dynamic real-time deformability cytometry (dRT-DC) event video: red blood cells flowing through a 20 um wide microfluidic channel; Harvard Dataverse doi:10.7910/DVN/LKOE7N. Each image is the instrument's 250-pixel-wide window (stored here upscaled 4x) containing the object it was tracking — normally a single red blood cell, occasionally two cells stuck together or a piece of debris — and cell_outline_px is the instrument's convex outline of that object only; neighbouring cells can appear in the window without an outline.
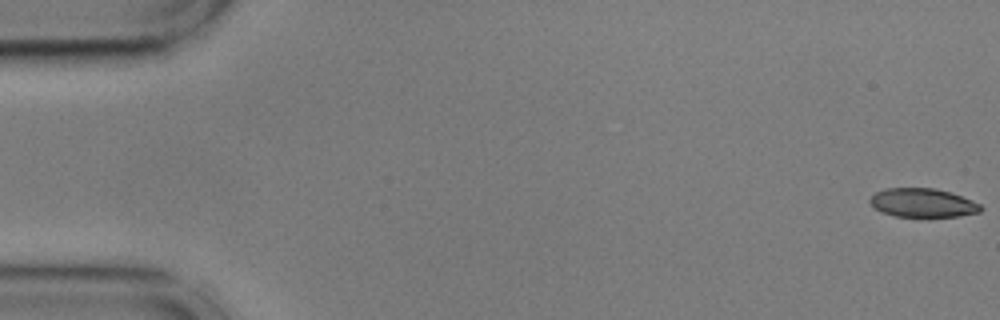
{"species": "common noctule bat (a hibernating species)", "species_latin": "Nyctalus noctula", "temperature_condition": "cold", "stored_images_in_passage": 52, "camera_frame_rate_fps": 3000, "um_per_image_px": 0.085, "animal": {"sex": "male", "body_mass_g": 17.9, "forearm_length_mm": 54.2}, "frame": {"image": 1, "passage_image": 1, "time_ms": 0.0, "image_size_px": [1000, 320], "cell_outline_px": [[984, 208], [980, 212], [960, 216], [896, 216], [884, 212], [876, 208], [868, 200], [876, 192], [884, 188], [936, 188], [972, 200], [980, 204]], "centroid_in_image_um": [78.45, 17.23], "position_along_channel_um": 6.5, "area_um2": 18.32}}
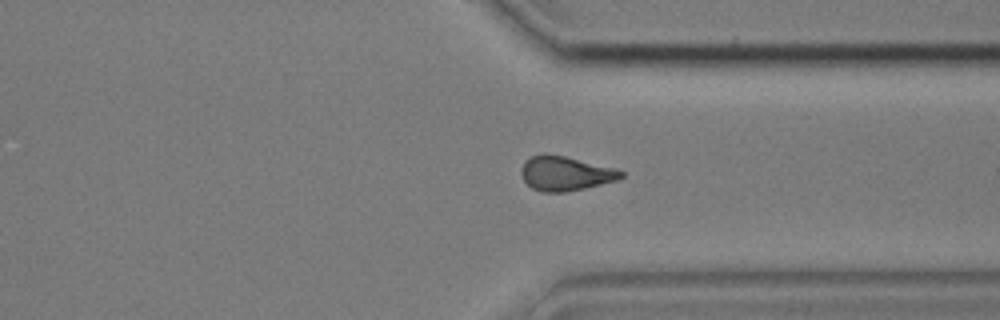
{"frame": {"image": 2, "passage_image": 42, "time_ms": 13.667, "image_size_px": [1000, 320], "cell_outline_px": [[624, 176], [616, 180], [584, 188], [564, 192], [540, 192], [532, 188], [524, 180], [520, 172], [520, 168], [524, 160], [540, 152], [544, 152], [564, 156], [616, 168], [624, 172]], "centroid_in_image_um": [48.01, 14.72], "position_along_channel_um": 363.4, "area_um2": 20.17}}
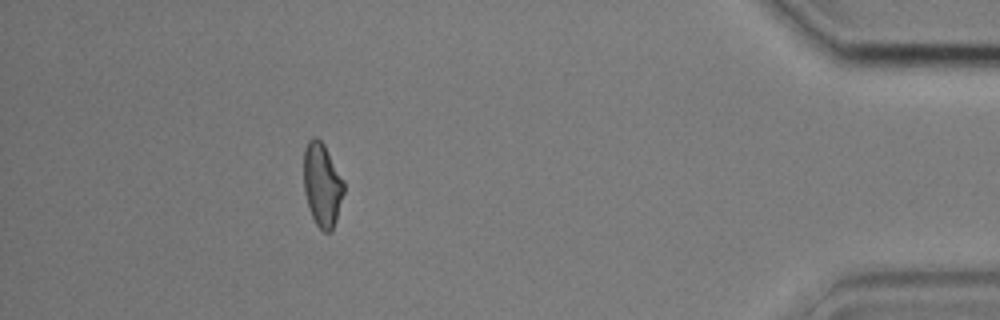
{"frame": {"image": 3, "passage_image": 50, "time_ms": 16.333, "image_size_px": [1000, 320], "cell_outline_px": [[344, 192], [336, 220], [332, 232], [324, 232], [316, 224], [312, 216], [304, 192], [304, 148], [308, 140], [312, 136], [316, 136], [324, 144], [344, 180]], "centroid_in_image_um": [27.38, 15.68], "position_along_channel_um": 407.8, "area_um2": 19.59}}